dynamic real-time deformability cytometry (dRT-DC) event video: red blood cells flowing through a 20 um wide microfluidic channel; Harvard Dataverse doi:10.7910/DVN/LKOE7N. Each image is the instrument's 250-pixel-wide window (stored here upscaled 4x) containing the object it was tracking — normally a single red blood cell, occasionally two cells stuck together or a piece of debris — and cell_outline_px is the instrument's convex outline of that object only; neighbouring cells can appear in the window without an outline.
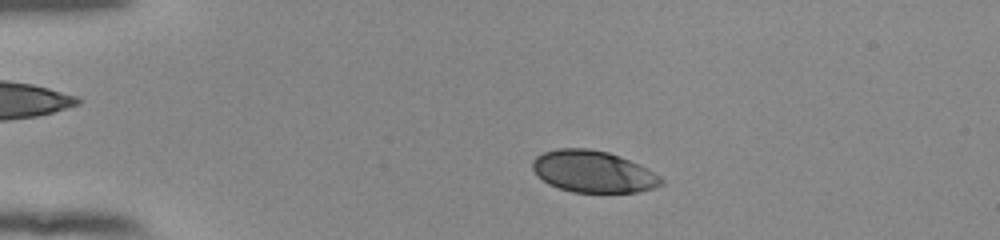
{"species": "human", "species_latin": "Homo sapiens", "temperature_condition": "room temperature", "stored_images_in_passage": 49, "camera_frame_rate_fps": 3000, "um_per_image_px": 0.085, "donor": {"sex": "female"}, "frame": {"image": 1, "passage_image": 7, "time_ms": 2.0, "image_size_px": [1000, 240], "cell_outline_px": [[664, 184], [640, 192], [572, 192], [548, 184], [536, 176], [532, 168], [532, 160], [536, 156], [544, 152], [556, 148], [588, 148], [608, 152], [640, 164], [660, 176], [664, 180]], "centroid_in_image_um": [50.4, 14.58], "position_along_channel_um": 34.6, "area_um2": 31.5}}
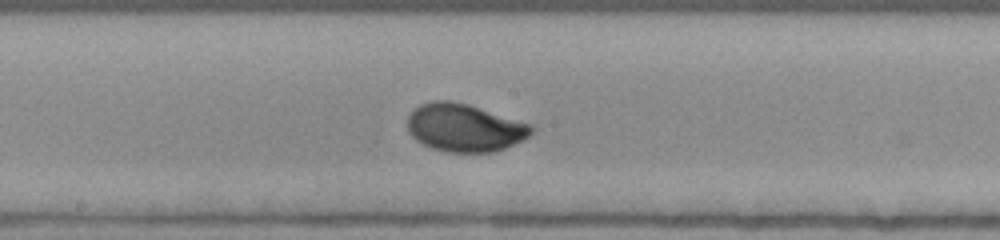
{"frame": {"image": 2, "passage_image": 25, "time_ms": 8.0, "image_size_px": [1000, 240], "cell_outline_px": [[536, 128], [532, 136], [524, 140], [504, 148], [492, 152], [448, 152], [432, 148], [416, 140], [408, 132], [408, 116], [420, 104], [432, 100], [448, 100], [468, 104], [532, 124]], "centroid_in_image_um": [39.53, 10.85], "position_along_channel_um": 208.7, "area_um2": 34.74}}
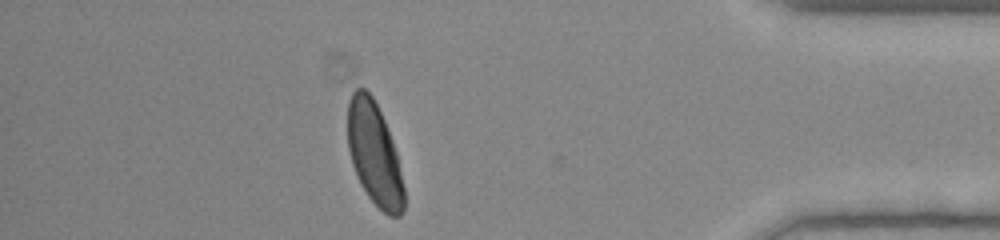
{"frame": {"image": 3, "passage_image": 43, "time_ms": 14.0, "image_size_px": [1000, 240], "cell_outline_px": [[404, 212], [400, 216], [388, 216], [368, 196], [360, 184], [352, 164], [348, 148], [348, 100], [352, 92], [356, 88], [364, 88], [372, 96], [384, 120], [392, 140], [396, 152], [404, 188]], "centroid_in_image_um": [31.81, 13.09], "position_along_channel_um": 403.4, "area_um2": 33.52}, "authors_computed_cell_mechanics": {"area_um2": 33.8708, "velocity_mm_per_s": 3.8485, "shape_relaxation_time_tau1_ms": 3.0067, "shape_relaxation_time_tau2_ms": null, "deformation_change_tau1": 0.1423, "deformation_change_tau2": null}}